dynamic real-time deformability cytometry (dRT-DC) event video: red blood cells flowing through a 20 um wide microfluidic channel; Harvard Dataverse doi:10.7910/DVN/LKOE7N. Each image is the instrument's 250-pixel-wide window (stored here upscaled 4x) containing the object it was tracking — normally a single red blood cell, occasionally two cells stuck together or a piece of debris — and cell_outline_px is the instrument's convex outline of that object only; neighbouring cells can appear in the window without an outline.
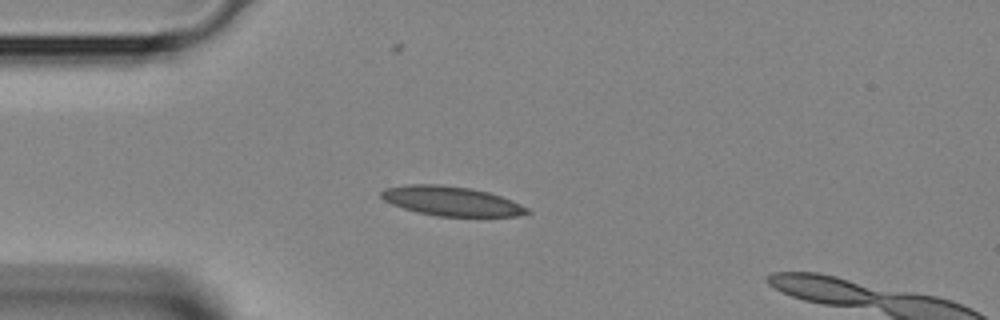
{"species": "Egyptian fruit bat (a non-hibernating species)", "species_latin": "Rousettus aegyptiacus", "temperature_condition": "room temperature", "stored_images_in_passage": 2, "camera_frame_rate_fps": 3000, "um_per_image_px": 0.085, "animal": {"sex": "female"}, "frame": {"image": 1, "passage_image": 2, "time_ms": 0.333, "image_size_px": [1000, 320], "cell_outline_px": [[532, 212], [516, 216], [436, 216], [416, 212], [392, 204], [384, 200], [380, 196], [380, 192], [384, 188], [404, 184], [440, 184], [472, 188], [488, 192], [512, 200], [528, 208]], "centroid_in_image_um": [38.34, 17.08], "position_along_channel_um": 46.7, "area_um2": 25.14}}